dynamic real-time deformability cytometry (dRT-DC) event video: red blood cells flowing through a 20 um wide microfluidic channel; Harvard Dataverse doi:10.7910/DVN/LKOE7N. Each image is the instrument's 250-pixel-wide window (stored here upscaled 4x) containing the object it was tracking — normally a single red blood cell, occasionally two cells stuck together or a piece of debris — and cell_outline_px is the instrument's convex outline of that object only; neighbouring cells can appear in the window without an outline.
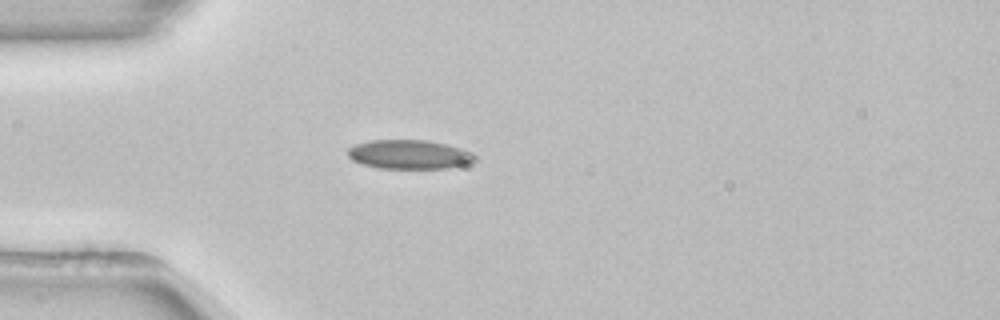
{"species": "common noctule bat (a hibernating species)", "species_latin": "Nyctalus noctula", "temperature_condition": "room temperature", "stored_images_in_passage": 39, "camera_frame_rate_fps": 3000, "um_per_image_px": 0.085, "animal": {"sex": "female", "body_mass_g": 22.7, "forearm_length_mm": 54.2}, "frame": {"image": 1, "passage_image": 1, "time_ms": 0.0, "image_size_px": [1000, 320], "cell_outline_px": [[476, 160], [472, 164], [448, 168], [380, 168], [360, 164], [352, 160], [348, 156], [348, 148], [356, 144], [372, 140], [428, 140], [460, 148], [472, 152], [476, 156]], "centroid_in_image_um": [34.81, 13.13], "position_along_channel_um": 50.2, "area_um2": 21.68}, "authors_computed_cell_mechanics": {"area_um2": 20.4034, "velocity_mm_per_s": 3.8632, "shape_relaxation_time_tau1_ms": 9.2684, "shape_relaxation_time_tau2_ms": 8.2295, "deformation_change_tau1": 0.1495, "deformation_change_tau2": 0.1365}}